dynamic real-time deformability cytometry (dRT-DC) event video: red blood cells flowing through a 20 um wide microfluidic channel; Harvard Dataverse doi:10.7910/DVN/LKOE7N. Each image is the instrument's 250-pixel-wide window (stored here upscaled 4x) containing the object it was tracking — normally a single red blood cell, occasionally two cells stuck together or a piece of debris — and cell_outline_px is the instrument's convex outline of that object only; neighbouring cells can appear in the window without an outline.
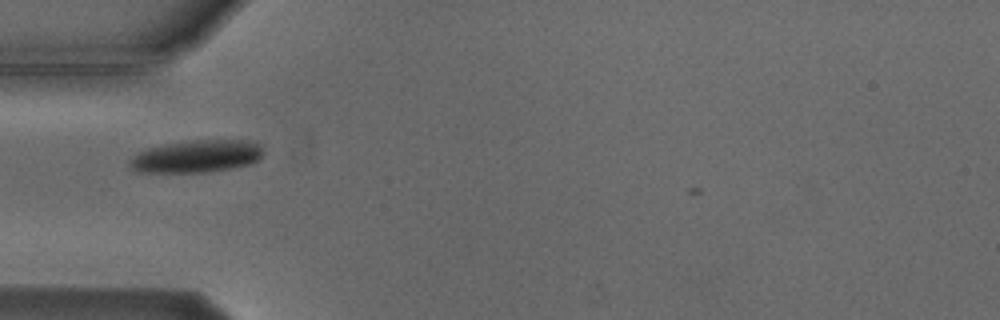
{"species": "Egyptian fruit bat (a non-hibernating species)", "species_latin": "Rousettus aegyptiacus", "temperature_condition": "cold", "stored_images_in_passage": 2, "camera_frame_rate_fps": 3000, "um_per_image_px": 0.085, "animal": {"sex": "male"}, "frame": {"image": 1, "passage_image": 1, "time_ms": 0.0, "image_size_px": [1000, 320], "cell_outline_px": [[264, 152], [252, 164], [232, 168], [204, 172], [136, 172], [128, 164], [128, 160], [136, 152], [148, 148], [164, 144], [192, 140], [256, 140], [264, 148]], "centroid_in_image_um": [16.71, 13.27], "position_along_channel_um": 68.3, "area_um2": 25.61}}
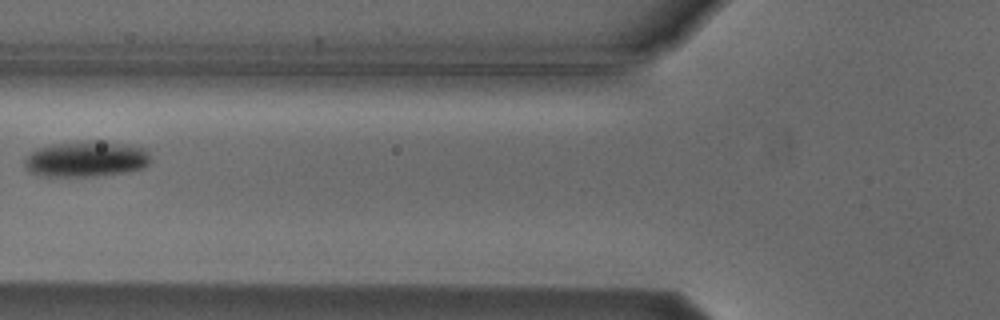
{"frame": {"image": 2, "passage_image": 2, "time_ms": 1.333, "image_size_px": [1000, 320], "cell_outline_px": [[152, 160], [144, 168], [124, 172], [96, 176], [40, 176], [28, 172], [24, 168], [24, 160], [36, 148], [48, 144], [92, 140], [124, 144], [148, 148]], "centroid_in_image_um": [7.32, 13.51], "position_along_channel_um": 118.5, "area_um2": 26.7}}